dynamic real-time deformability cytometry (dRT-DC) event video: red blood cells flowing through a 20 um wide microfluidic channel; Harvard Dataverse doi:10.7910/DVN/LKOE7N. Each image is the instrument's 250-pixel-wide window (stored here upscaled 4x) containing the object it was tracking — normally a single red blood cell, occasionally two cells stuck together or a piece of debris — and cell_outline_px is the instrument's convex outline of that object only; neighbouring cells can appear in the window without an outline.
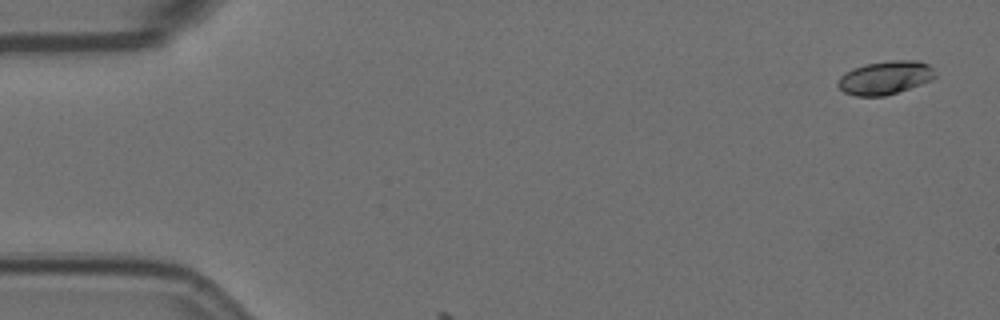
{"species": "Egyptian fruit bat (a non-hibernating species)", "species_latin": "Rousettus aegyptiacus", "temperature_condition": "room temperature", "stored_images_in_passage": 7, "camera_frame_rate_fps": 3000, "um_per_image_px": 0.085, "animal": {"sex": "female"}, "frame": {"image": 1, "passage_image": 3, "time_ms": 0.667, "image_size_px": [1000, 320], "cell_outline_px": [[936, 76], [932, 80], [884, 96], [856, 96], [844, 92], [836, 84], [840, 76], [844, 72], [852, 68], [868, 64], [892, 60], [916, 60], [928, 64], [932, 68]], "centroid_in_image_um": [75.21, 6.6], "position_along_channel_um": 9.8, "area_um2": 18.79}}